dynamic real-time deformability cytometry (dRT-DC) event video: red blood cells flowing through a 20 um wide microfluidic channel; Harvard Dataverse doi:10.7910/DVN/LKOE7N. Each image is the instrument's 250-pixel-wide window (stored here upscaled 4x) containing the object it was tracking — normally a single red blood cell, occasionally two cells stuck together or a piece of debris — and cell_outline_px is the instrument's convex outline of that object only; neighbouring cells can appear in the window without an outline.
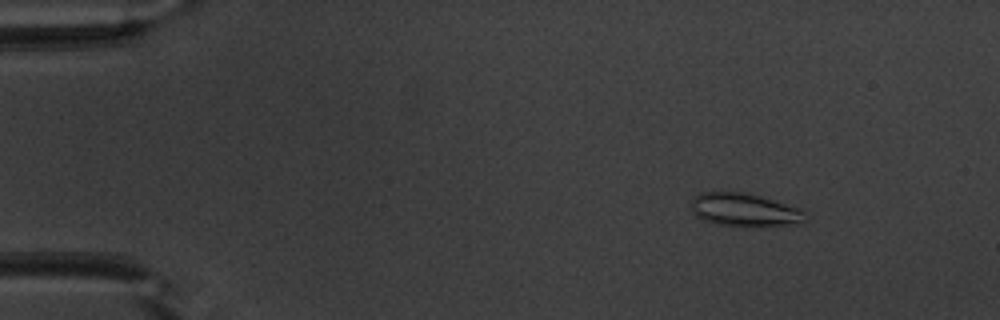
{"species": "common noctule bat (a hibernating species)", "species_latin": "Nyctalus noctula", "temperature_condition": "warm", "stored_images_in_passage": 52, "camera_frame_rate_fps": 3000, "um_per_image_px": 0.085, "animal": {"sex": "male", "body_mass_g": 20.1, "forearm_length_mm": 53.5}, "frame": {"image": 1, "passage_image": 7, "time_ms": 2.0, "image_size_px": [1000, 320], "cell_outline_px": [[804, 220], [784, 224], [752, 228], [716, 224], [704, 220], [696, 216], [692, 208], [692, 196], [700, 192], [748, 192], [796, 208], [804, 212]], "centroid_in_image_um": [63.17, 17.84], "position_along_channel_um": 21.8, "area_um2": 21.79}}
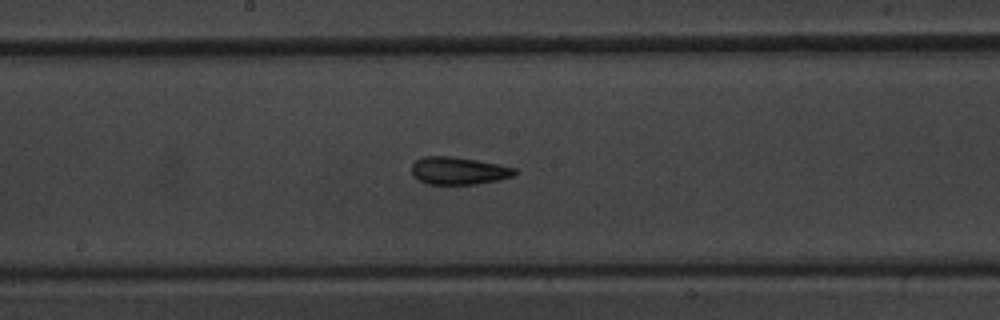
{"frame": {"image": 2, "passage_image": 28, "time_ms": 9.0, "image_size_px": [1000, 320], "cell_outline_px": [[516, 172], [512, 176], [500, 180], [476, 184], [428, 184], [420, 180], [412, 172], [412, 164], [416, 160], [424, 156], [452, 156], [500, 164], [516, 168]], "centroid_in_image_um": [39.0, 14.51], "position_along_channel_um": 209.2, "area_um2": 16.47}}
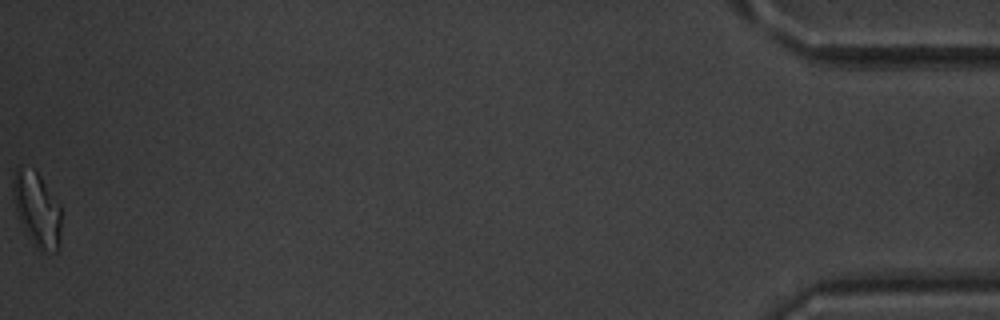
{"frame": {"image": 3, "passage_image": 52, "time_ms": 17.0, "image_size_px": [1000, 320], "cell_outline_px": [[60, 248], [56, 252], [40, 252], [36, 248], [24, 228], [16, 212], [12, 196], [12, 180], [16, 168], [20, 164], [36, 172], [40, 176], [60, 204]], "centroid_in_image_um": [3.13, 17.8], "position_along_channel_um": 432.1, "area_um2": 21.1}, "authors_computed_cell_mechanics": {"area_um2": 17.3111, "velocity_mm_per_s": 3.9554, "shape_relaxation_time_tau1_ms": 5.4201, "shape_relaxation_time_tau2_ms": 2.3778, "deformation_change_tau1": 0.1296, "deformation_change_tau2": 0.0962}}